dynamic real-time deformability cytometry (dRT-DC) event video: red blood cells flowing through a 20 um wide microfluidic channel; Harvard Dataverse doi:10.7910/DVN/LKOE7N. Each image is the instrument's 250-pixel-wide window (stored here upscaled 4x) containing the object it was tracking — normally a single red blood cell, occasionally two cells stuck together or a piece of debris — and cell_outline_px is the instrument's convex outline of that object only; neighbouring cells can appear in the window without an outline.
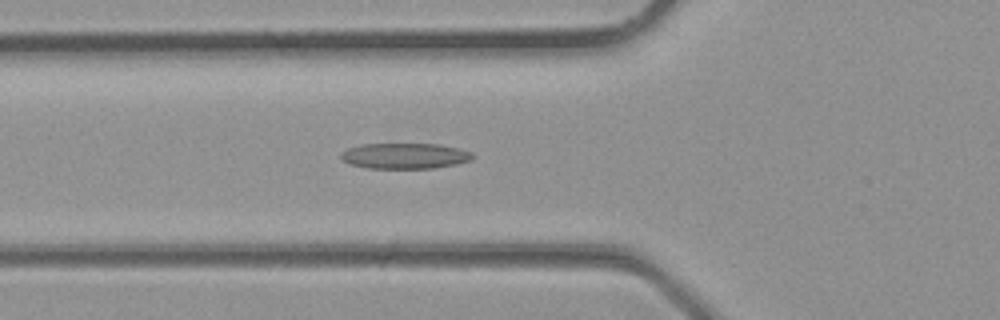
{"species": "common noctule bat (a hibernating species)", "species_latin": "Nyctalus noctula", "temperature_condition": "room temperature", "stored_images_in_passage": 29, "camera_frame_rate_fps": 3000, "um_per_image_px": 0.085, "animal": {"sex": "male", "body_mass_g": 23.1, "forearm_length_mm": 52.7}, "frame": {"image": 1, "passage_image": 9, "time_ms": 2.667, "image_size_px": [1000, 320], "cell_outline_px": [[476, 156], [472, 160], [456, 164], [432, 168], [368, 168], [348, 164], [340, 156], [340, 152], [348, 148], [360, 144], [440, 144], [472, 152]], "centroid_in_image_um": [34.41, 13.25], "position_along_channel_um": 91.4, "area_um2": 19.77}}
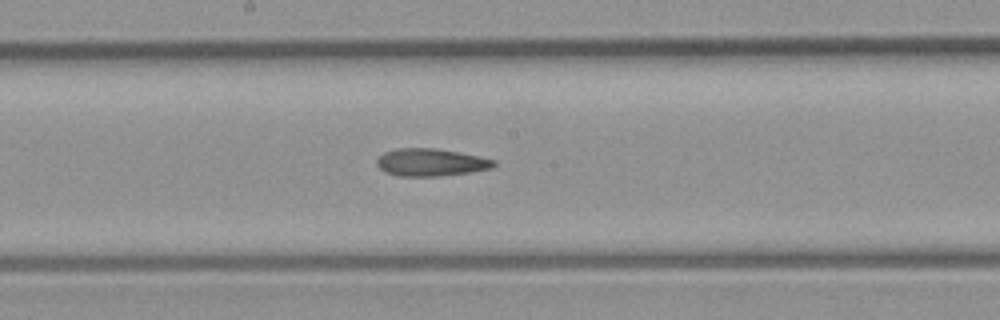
{"frame": {"image": 2, "passage_image": 15, "time_ms": 4.667, "image_size_px": [1000, 320], "cell_outline_px": [[496, 164], [492, 168], [472, 172], [440, 176], [400, 176], [384, 172], [376, 164], [376, 160], [384, 152], [396, 148], [436, 148], [480, 156], [496, 160]], "centroid_in_image_um": [36.63, 13.8], "position_along_channel_um": 211.6, "area_um2": 18.9}}
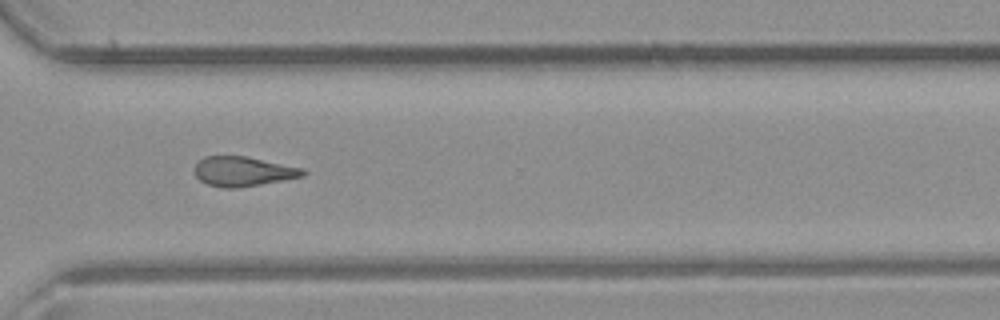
{"frame": {"image": 3, "passage_image": 22, "time_ms": 7.0, "image_size_px": [1000, 320], "cell_outline_px": [[308, 172], [304, 176], [260, 184], [236, 188], [224, 188], [208, 184], [200, 180], [196, 176], [192, 168], [204, 156], [244, 156], [304, 168]], "centroid_in_image_um": [20.65, 14.57], "position_along_channel_um": 349.9, "area_um2": 18.67}}